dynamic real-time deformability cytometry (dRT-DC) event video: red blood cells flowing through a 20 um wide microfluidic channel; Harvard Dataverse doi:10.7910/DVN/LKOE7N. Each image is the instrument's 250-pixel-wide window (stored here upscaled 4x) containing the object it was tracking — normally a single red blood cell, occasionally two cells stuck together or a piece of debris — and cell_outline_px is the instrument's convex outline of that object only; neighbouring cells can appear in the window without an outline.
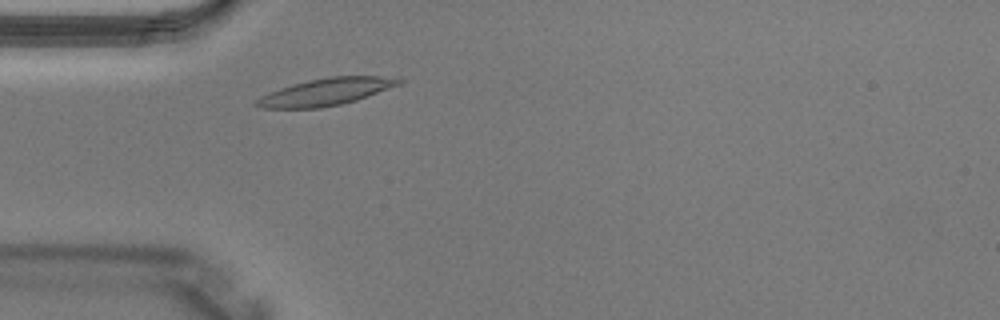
{"species": "Egyptian fruit bat (a non-hibernating species)", "species_latin": "Rousettus aegyptiacus", "temperature_condition": "warm", "stored_images_in_passage": 2, "camera_frame_rate_fps": 3000, "um_per_image_px": 0.085, "animal": {"sex": "male"}, "frame": {"image": 1, "passage_image": 2, "time_ms": 0.333, "image_size_px": [1000, 320], "cell_outline_px": [[404, 80], [400, 84], [356, 100], [340, 104], [320, 108], [260, 108], [252, 104], [260, 96], [280, 88], [292, 84], [308, 80], [328, 76], [396, 76]], "centroid_in_image_um": [27.7, 7.8], "position_along_channel_um": 57.3, "area_um2": 22.54}}